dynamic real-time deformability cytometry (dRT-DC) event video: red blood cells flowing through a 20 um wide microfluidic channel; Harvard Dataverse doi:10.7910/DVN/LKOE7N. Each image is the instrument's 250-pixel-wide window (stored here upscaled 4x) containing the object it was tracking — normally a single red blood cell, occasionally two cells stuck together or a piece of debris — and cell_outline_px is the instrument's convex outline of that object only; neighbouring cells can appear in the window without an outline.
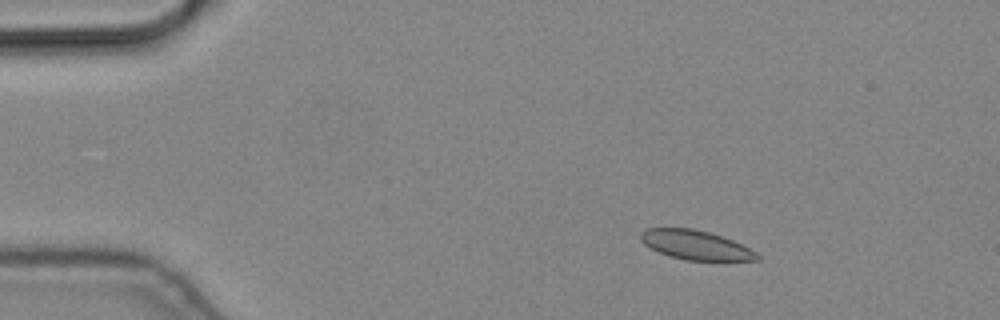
{"species": "common noctule bat (a hibernating species)", "species_latin": "Nyctalus noctula", "temperature_condition": "cold", "stored_images_in_passage": 4, "camera_frame_rate_fps": 3000, "um_per_image_px": 0.085, "animal": {"sex": "male", "body_mass_g": 19.2, "forearm_length_mm": 51.8}, "frame": {"image": 1, "passage_image": 2, "time_ms": 0.333, "image_size_px": [1000, 320], "cell_outline_px": [[760, 260], [684, 260], [668, 256], [644, 244], [640, 240], [640, 232], [644, 228], [692, 228], [708, 232], [732, 240], [756, 252], [760, 256]], "centroid_in_image_um": [59.09, 20.82], "position_along_channel_um": 25.9, "area_um2": 19.71}}